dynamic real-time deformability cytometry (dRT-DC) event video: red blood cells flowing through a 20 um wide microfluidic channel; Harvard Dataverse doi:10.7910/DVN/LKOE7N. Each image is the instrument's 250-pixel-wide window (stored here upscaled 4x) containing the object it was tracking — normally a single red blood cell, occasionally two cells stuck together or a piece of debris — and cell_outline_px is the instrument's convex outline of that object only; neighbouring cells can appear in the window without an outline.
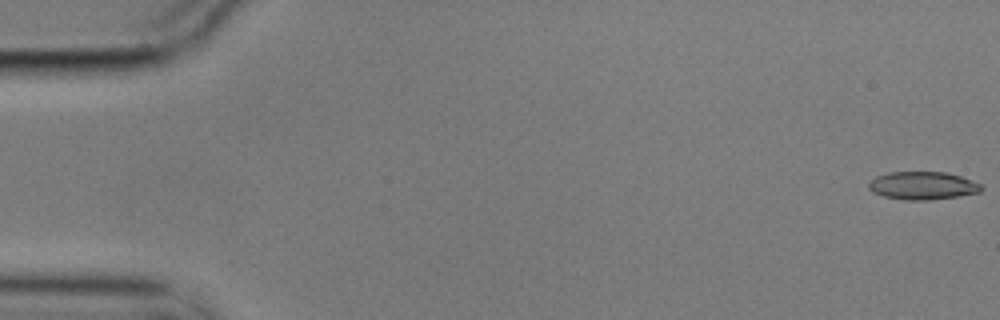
{"species": "common noctule bat (a hibernating species)", "species_latin": "Nyctalus noctula", "temperature_condition": "cold", "stored_images_in_passage": 5, "camera_frame_rate_fps": 3000, "um_per_image_px": 0.085, "animal": {"sex": "male", "body_mass_g": 17.9}, "frame": {"image": 1, "passage_image": 1, "time_ms": 0.0, "image_size_px": [1000, 320], "cell_outline_px": [[984, 188], [980, 192], [960, 196], [928, 200], [904, 200], [884, 196], [872, 192], [868, 188], [868, 184], [876, 176], [888, 172], [944, 172], [960, 176], [980, 184]], "centroid_in_image_um": [78.42, 15.78], "position_along_channel_um": 6.6, "area_um2": 18.32}}